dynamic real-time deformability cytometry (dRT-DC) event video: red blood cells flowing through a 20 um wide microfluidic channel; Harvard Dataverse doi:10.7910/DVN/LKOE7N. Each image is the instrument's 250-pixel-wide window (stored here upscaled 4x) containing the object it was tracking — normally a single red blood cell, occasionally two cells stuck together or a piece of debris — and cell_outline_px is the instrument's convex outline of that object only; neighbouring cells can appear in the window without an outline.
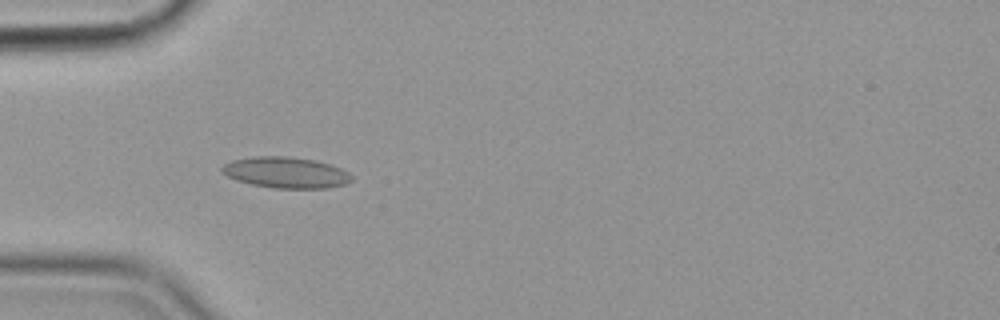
{"species": "common noctule bat (a hibernating species)", "species_latin": "Nyctalus noctula", "temperature_condition": "cold", "stored_images_in_passage": 52, "camera_frame_rate_fps": 3000, "um_per_image_px": 0.085, "animal": {"sex": "female", "body_mass_g": 19.9}, "frame": {"image": 1, "passage_image": 13, "time_ms": 4.0, "image_size_px": [1000, 320], "cell_outline_px": [[352, 180], [344, 184], [328, 188], [272, 188], [252, 184], [236, 180], [220, 172], [220, 168], [224, 164], [232, 160], [252, 156], [288, 156], [316, 160], [332, 164], [348, 172], [352, 176]], "centroid_in_image_um": [24.29, 14.65], "position_along_channel_um": 60.7, "area_um2": 23.64}}
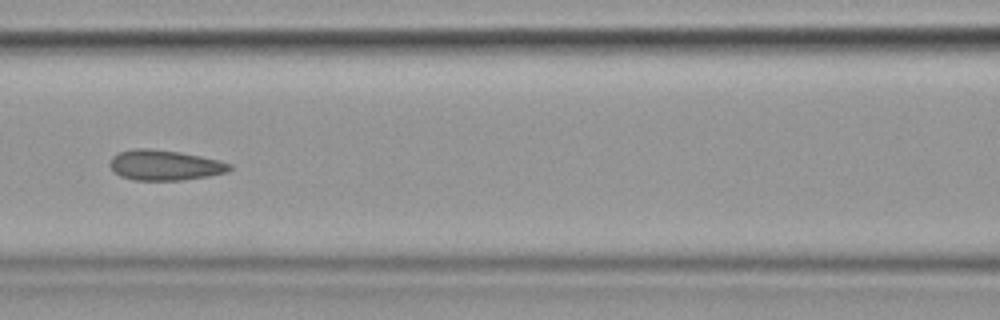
{"frame": {"image": 2, "passage_image": 21, "time_ms": 6.667, "image_size_px": [1000, 320], "cell_outline_px": [[232, 168], [228, 172], [208, 176], [180, 180], [132, 180], [120, 176], [108, 164], [112, 156], [120, 152], [136, 148], [148, 148], [180, 152], [200, 156], [232, 164]], "centroid_in_image_um": [13.99, 14.04], "position_along_channel_um": 152.6, "area_um2": 21.04}}
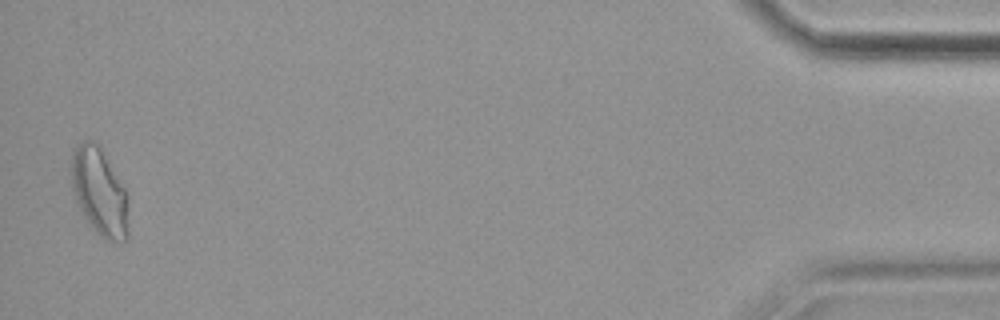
{"frame": {"image": 3, "passage_image": 51, "time_ms": 16.667, "image_size_px": [1000, 320], "cell_outline_px": [[128, 240], [124, 244], [104, 240], [88, 224], [72, 192], [72, 148], [84, 140], [96, 140], [100, 144], [124, 188], [128, 196]], "centroid_in_image_um": [8.48, 16.33], "position_along_channel_um": 426.7, "area_um2": 29.77}, "authors_computed_cell_mechanics": {"area_um2": 21.9351, "velocity_mm_per_s": 3.5765, "shape_relaxation_time_tau1_ms": null, "shape_relaxation_time_tau2_ms": 1.7611, "deformation_change_tau1": null, "deformation_change_tau2": 0.0686}}